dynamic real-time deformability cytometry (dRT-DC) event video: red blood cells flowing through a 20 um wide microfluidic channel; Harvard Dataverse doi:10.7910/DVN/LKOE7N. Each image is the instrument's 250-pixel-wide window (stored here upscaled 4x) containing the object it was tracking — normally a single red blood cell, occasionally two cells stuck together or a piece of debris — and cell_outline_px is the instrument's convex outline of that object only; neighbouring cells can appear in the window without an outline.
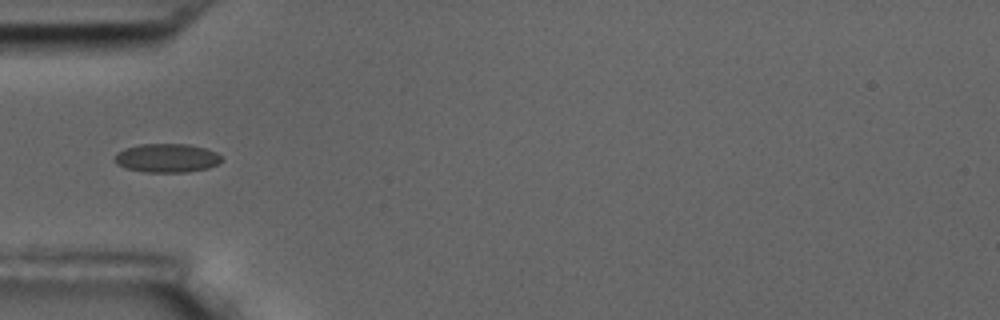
{"species": "common noctule bat (a hibernating species)", "species_latin": "Nyctalus noctula", "temperature_condition": "room temperature", "stored_images_in_passage": 9, "camera_frame_rate_fps": 3000, "um_per_image_px": 0.085, "animal": {"sex": "male", "body_mass_g": 17.5, "forearm_length_mm": 52.3}, "frame": {"image": 1, "passage_image": 6, "time_ms": 6.0, "image_size_px": [1000, 320], "cell_outline_px": [[220, 160], [216, 164], [208, 168], [188, 172], [144, 172], [124, 168], [116, 164], [112, 160], [116, 152], [124, 148], [140, 144], [188, 144], [204, 148], [216, 152], [220, 156]], "centroid_in_image_um": [14.1, 13.43], "position_along_channel_um": 70.9, "area_um2": 18.03}}
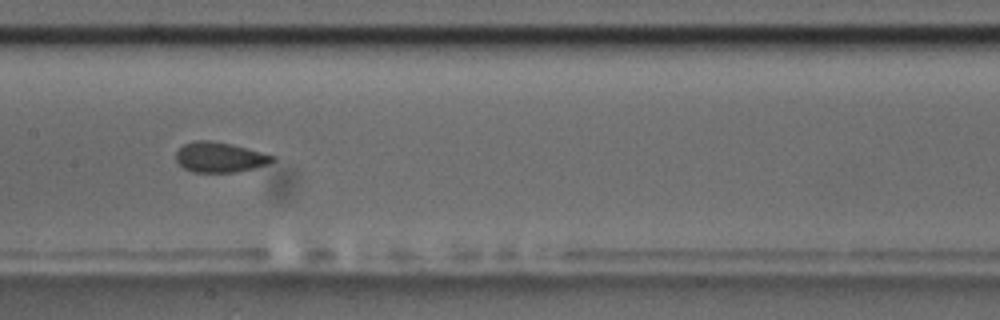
{"frame": {"image": 2, "passage_image": 9, "time_ms": 9.333, "image_size_px": [1000, 320], "cell_outline_px": [[276, 160], [268, 164], [252, 168], [232, 172], [192, 172], [184, 168], [176, 160], [176, 152], [184, 144], [192, 140], [212, 140], [232, 144], [276, 156]], "centroid_in_image_um": [18.67, 13.35], "position_along_channel_um": 188.7, "area_um2": 16.94}}